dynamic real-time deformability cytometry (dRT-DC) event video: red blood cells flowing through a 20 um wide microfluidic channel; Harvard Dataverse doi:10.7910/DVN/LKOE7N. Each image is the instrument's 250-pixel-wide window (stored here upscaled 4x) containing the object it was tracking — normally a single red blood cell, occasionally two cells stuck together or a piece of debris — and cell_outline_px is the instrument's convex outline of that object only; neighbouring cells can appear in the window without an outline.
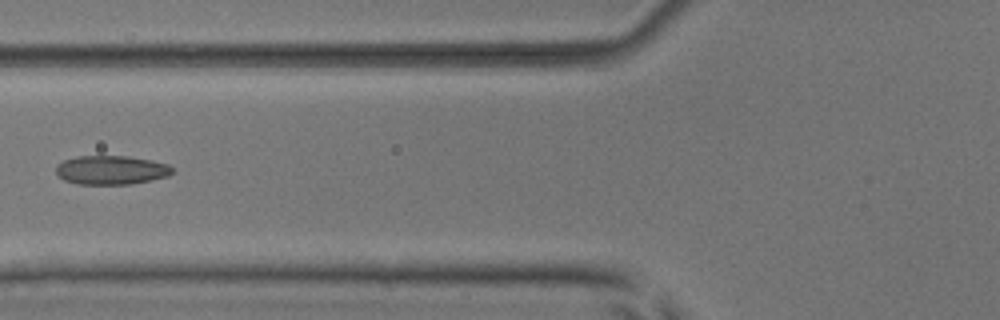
{"species": "common noctule bat (a hibernating species)", "species_latin": "Nyctalus noctula", "temperature_condition": "room temperature", "stored_images_in_passage": 8, "camera_frame_rate_fps": 3000, "um_per_image_px": 0.085, "animal": {"sex": "male", "body_mass_g": 17.9, "forearm_length_mm": 54.2}, "frame": {"image": 1, "passage_image": 7, "time_ms": 8.0, "image_size_px": [1000, 320], "cell_outline_px": [[172, 172], [168, 176], [152, 180], [132, 184], [76, 184], [64, 180], [56, 172], [56, 164], [64, 160], [76, 156], [128, 156], [152, 160], [168, 164], [172, 168]], "centroid_in_image_um": [9.44, 14.45], "position_along_channel_um": 116.4, "area_um2": 19.71}}
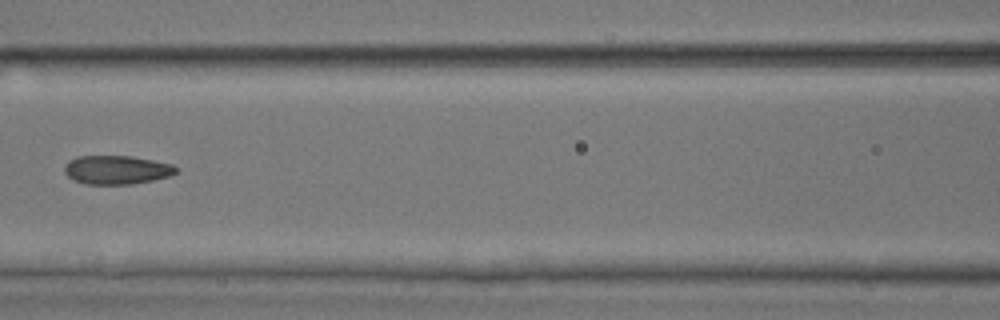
{"frame": {"image": 2, "passage_image": 8, "time_ms": 9.0, "image_size_px": [1000, 320], "cell_outline_px": [[180, 168], [172, 176], [132, 184], [84, 184], [72, 180], [64, 172], [64, 168], [68, 160], [76, 156], [132, 156], [172, 164]], "centroid_in_image_um": [9.91, 14.44], "position_along_channel_um": 156.7, "area_um2": 18.9}}